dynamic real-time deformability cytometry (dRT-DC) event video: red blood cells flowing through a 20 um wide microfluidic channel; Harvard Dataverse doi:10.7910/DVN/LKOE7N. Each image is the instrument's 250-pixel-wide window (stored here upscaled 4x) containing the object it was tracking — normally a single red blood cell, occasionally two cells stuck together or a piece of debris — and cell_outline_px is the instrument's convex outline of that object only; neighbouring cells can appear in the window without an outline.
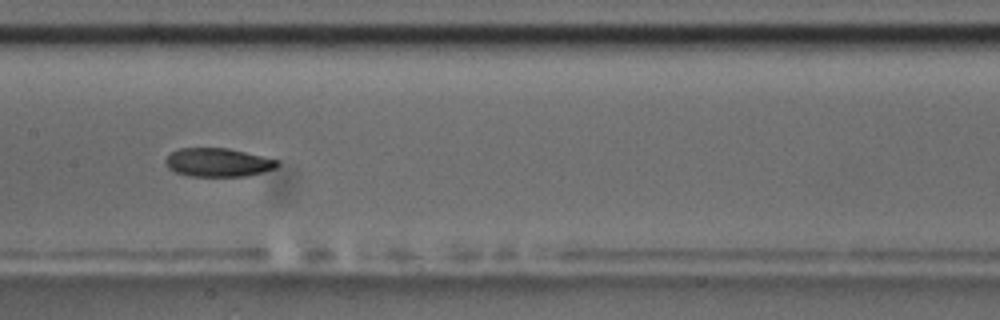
{"species": "common noctule bat (a hibernating species)", "species_latin": "Nyctalus noctula", "temperature_condition": "room temperature", "stored_images_in_passage": 9, "camera_frame_rate_fps": 3000, "um_per_image_px": 0.085, "animal": {"sex": "male", "body_mass_g": 17.5, "forearm_length_mm": 52.3}, "frame": {"image": 1, "passage_image": 7, "time_ms": 7.0, "image_size_px": [1000, 320], "cell_outline_px": [[280, 164], [276, 168], [248, 176], [188, 176], [176, 172], [168, 168], [164, 160], [172, 152], [180, 148], [228, 148], [280, 160]], "centroid_in_image_um": [18.56, 13.81], "position_along_channel_um": 188.8, "area_um2": 18.67}}